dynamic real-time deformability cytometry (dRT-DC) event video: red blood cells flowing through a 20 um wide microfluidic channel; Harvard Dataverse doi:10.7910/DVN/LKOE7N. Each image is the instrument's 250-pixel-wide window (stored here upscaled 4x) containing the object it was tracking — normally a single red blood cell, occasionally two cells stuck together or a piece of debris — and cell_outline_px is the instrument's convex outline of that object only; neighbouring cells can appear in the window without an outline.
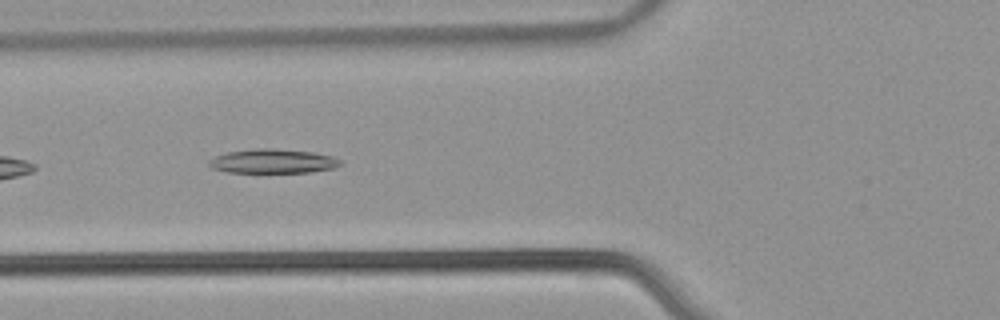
{"species": "common noctule bat (a hibernating species)", "species_latin": "Nyctalus noctula", "temperature_condition": "warm", "stored_images_in_passage": 37, "camera_frame_rate_fps": 3000, "um_per_image_px": 0.085, "animal": {"sex": "male", "body_mass_g": 21.5, "forearm_length_mm": 52.0}, "frame": {"image": 1, "passage_image": 5, "time_ms": 1.333, "image_size_px": [1000, 320], "cell_outline_px": [[340, 164], [332, 168], [312, 172], [224, 172], [212, 168], [208, 164], [208, 160], [216, 156], [228, 152], [256, 148], [272, 148], [312, 152], [332, 156], [340, 160]], "centroid_in_image_um": [23.15, 13.7], "position_along_channel_um": 102.6, "area_um2": 18.38}}
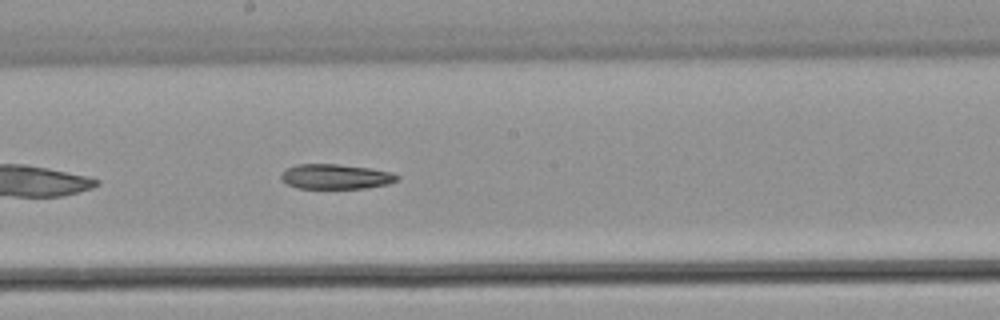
{"frame": {"image": 2, "passage_image": 14, "time_ms": 4.333, "image_size_px": [1000, 320], "cell_outline_px": [[400, 180], [388, 184], [364, 188], [296, 188], [280, 180], [280, 172], [284, 168], [296, 164], [336, 164], [368, 168], [392, 172], [400, 176]], "centroid_in_image_um": [28.49, 15.0], "position_along_channel_um": 219.7, "area_um2": 17.05}}
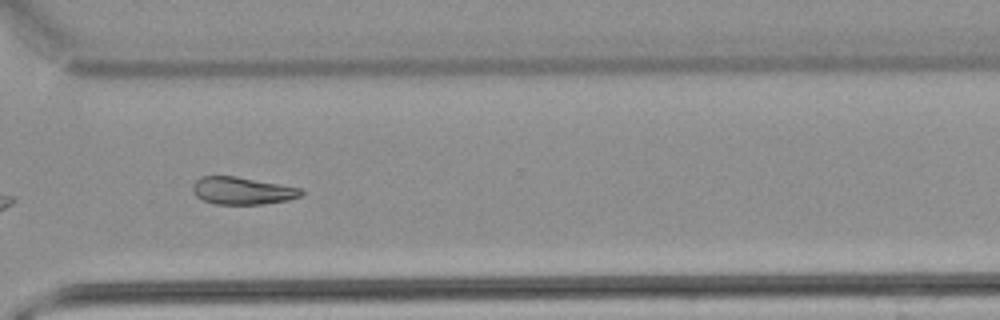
{"frame": {"image": 3, "passage_image": 24, "time_ms": 7.667, "image_size_px": [1000, 320], "cell_outline_px": [[304, 192], [300, 196], [288, 200], [264, 204], [216, 204], [204, 200], [196, 196], [192, 192], [192, 184], [200, 176], [236, 176], [304, 188]], "centroid_in_image_um": [20.61, 16.2], "position_along_channel_um": 350.0, "area_um2": 17.51}}